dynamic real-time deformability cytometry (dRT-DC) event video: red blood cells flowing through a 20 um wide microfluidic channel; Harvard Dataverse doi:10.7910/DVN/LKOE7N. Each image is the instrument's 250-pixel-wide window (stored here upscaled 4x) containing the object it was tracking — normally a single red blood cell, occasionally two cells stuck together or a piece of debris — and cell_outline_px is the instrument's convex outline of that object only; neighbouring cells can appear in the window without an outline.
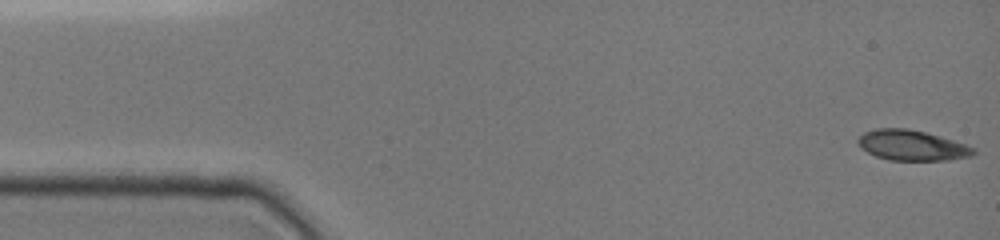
{"species": "common noctule bat (a hibernating species)", "species_latin": "Nyctalus noctula", "temperature_condition": "cold", "stored_images_in_passage": 20, "camera_frame_rate_fps": 3000, "um_per_image_px": 0.085, "animal": {"sex": "female", "body_mass_g": 19.0, "forearm_length_mm": 51.5}, "frame": {"image": 1, "passage_image": 1, "time_ms": 0.0, "image_size_px": [1000, 240], "cell_outline_px": [[976, 152], [972, 156], [948, 160], [888, 160], [876, 156], [860, 148], [856, 140], [864, 132], [876, 128], [904, 128], [924, 132], [952, 140], [976, 148]], "centroid_in_image_um": [77.49, 12.36], "position_along_channel_um": 7.5, "area_um2": 20.35}}
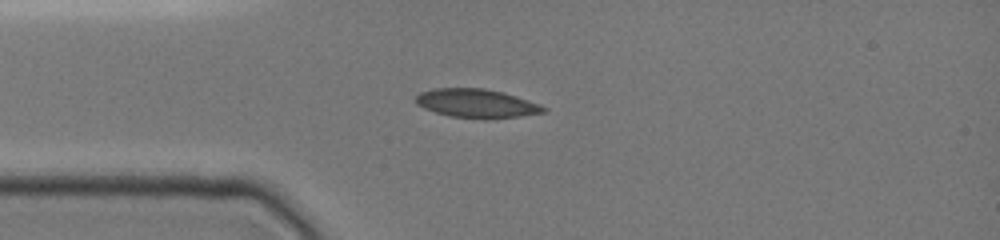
{"frame": {"image": 2, "passage_image": 17, "time_ms": 3.667, "image_size_px": [1000, 240], "cell_outline_px": [[548, 108], [544, 112], [520, 116], [484, 120], [452, 116], [436, 112], [424, 108], [416, 104], [416, 96], [420, 92], [436, 88], [484, 88], [504, 92], [540, 104]], "centroid_in_image_um": [40.53, 8.79], "position_along_channel_um": 44.5, "area_um2": 21.5}}